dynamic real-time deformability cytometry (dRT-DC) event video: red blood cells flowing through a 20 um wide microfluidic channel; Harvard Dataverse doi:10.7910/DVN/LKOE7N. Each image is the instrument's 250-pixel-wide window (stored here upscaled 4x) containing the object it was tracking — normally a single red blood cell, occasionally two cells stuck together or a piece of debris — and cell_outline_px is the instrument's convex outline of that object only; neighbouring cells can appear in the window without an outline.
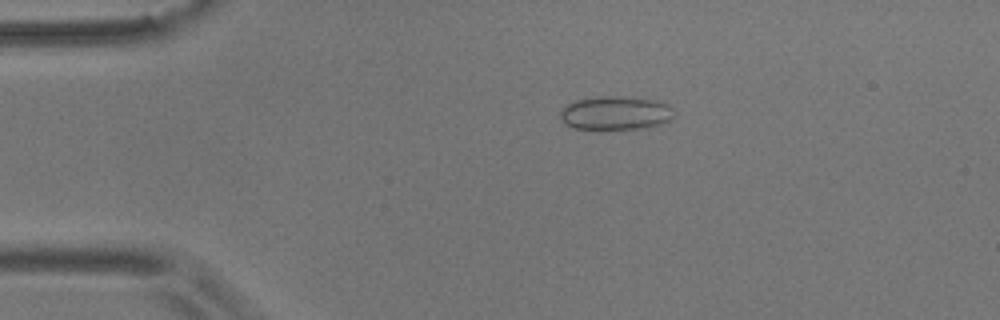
{"species": "common noctule bat (a hibernating species)", "species_latin": "Nyctalus noctula", "temperature_condition": "room temperature", "stored_images_in_passage": 55, "camera_frame_rate_fps": 3000, "um_per_image_px": 0.085, "animal": {"sex": "male", "body_mass_g": 17.9}, "frame": {"image": 1, "passage_image": 11, "time_ms": 3.333, "image_size_px": [1000, 320], "cell_outline_px": [[672, 116], [668, 120], [660, 124], [644, 128], [572, 128], [560, 116], [560, 112], [568, 104], [576, 100], [600, 96], [612, 96], [656, 100], [668, 104], [672, 108]], "centroid_in_image_um": [52.33, 9.59], "position_along_channel_um": 32.7, "area_um2": 21.68}}
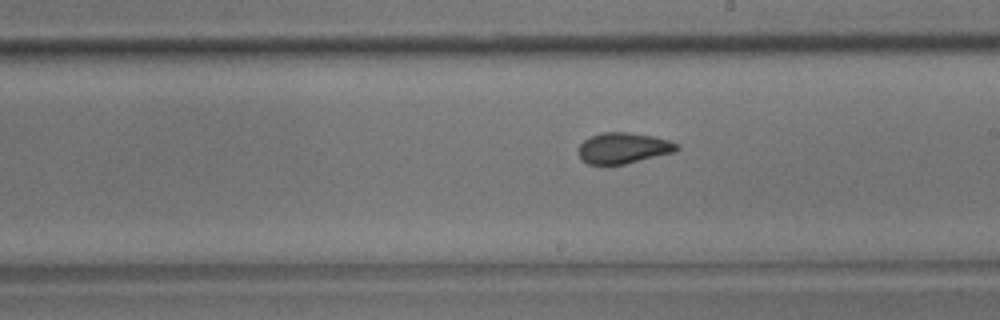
{"frame": {"image": 2, "passage_image": 31, "time_ms": 10.0, "image_size_px": [1000, 320], "cell_outline_px": [[680, 148], [676, 152], [624, 164], [588, 164], [580, 160], [580, 144], [584, 140], [600, 132], [624, 132], [652, 136], [668, 140], [680, 144]], "centroid_in_image_um": [53.02, 12.59], "position_along_channel_um": 236.0, "area_um2": 17.63}}
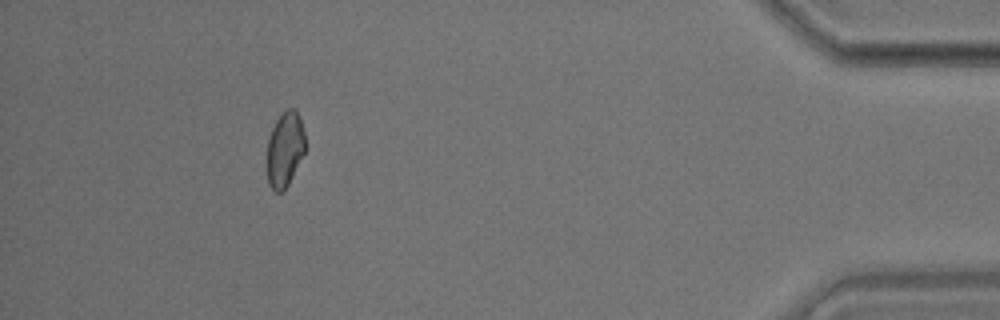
{"frame": {"image": 3, "passage_image": 50, "time_ms": 16.333, "image_size_px": [1000, 320], "cell_outline_px": [[304, 152], [284, 192], [276, 192], [268, 184], [264, 160], [268, 140], [272, 128], [276, 120], [288, 108], [296, 108], [304, 132]], "centroid_in_image_um": [24.15, 12.73], "position_along_channel_um": 411.0, "area_um2": 16.94}, "authors_computed_cell_mechanics": {"area_um2": 17.7446, "velocity_mm_per_s": 3.6721, "shape_relaxation_time_tau1_ms": null, "shape_relaxation_time_tau2_ms": 1.8965, "deformation_change_tau1": null, "deformation_change_tau2": 0.0461}}